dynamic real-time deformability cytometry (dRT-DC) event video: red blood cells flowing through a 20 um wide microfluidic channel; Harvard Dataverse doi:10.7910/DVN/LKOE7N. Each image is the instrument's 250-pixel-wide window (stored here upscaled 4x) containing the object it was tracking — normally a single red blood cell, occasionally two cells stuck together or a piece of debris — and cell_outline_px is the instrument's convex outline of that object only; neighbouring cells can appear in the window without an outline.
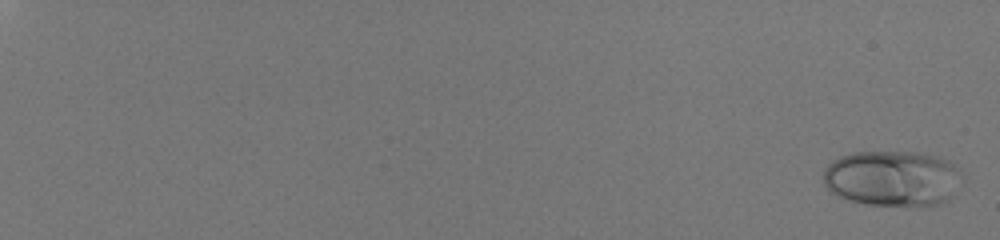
{"species": "human", "species_latin": "Homo sapiens", "temperature_condition": "room temperature", "stored_images_in_passage": 57, "camera_frame_rate_fps": 3000, "um_per_image_px": 0.085, "donor": {"sex": "male"}, "frame": {"image": 1, "passage_image": 2, "time_ms": 0.333, "image_size_px": [1000, 240], "cell_outline_px": [[956, 168], [952, 196], [948, 200], [936, 204], [868, 204], [848, 200], [832, 192], [824, 184], [824, 168], [832, 160], [840, 156], [852, 152], [920, 152], [940, 156], [948, 160]], "centroid_in_image_um": [75.75, 15.12], "position_along_channel_um": 9.3, "area_um2": 43.93}}
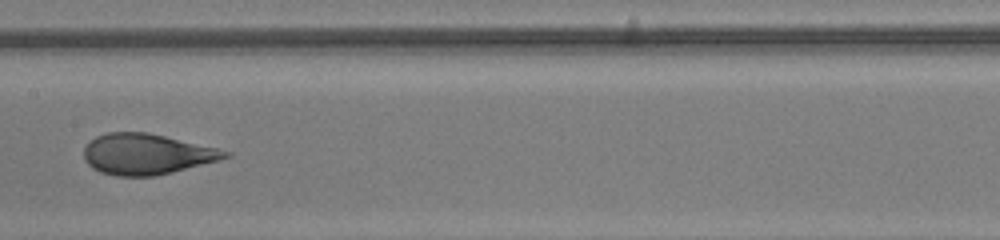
{"frame": {"image": 2, "passage_image": 36, "time_ms": 11.667, "image_size_px": [1000, 240], "cell_outline_px": [[232, 156], [220, 160], [172, 172], [152, 176], [116, 176], [100, 172], [92, 168], [84, 160], [84, 148], [96, 136], [108, 132], [148, 132], [216, 148], [232, 152]], "centroid_in_image_um": [12.46, 13.1], "position_along_channel_um": 194.9, "area_um2": 33.41}}
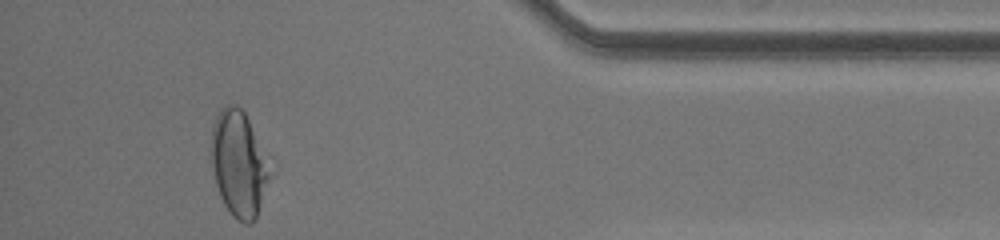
{"frame": {"image": 3, "passage_image": 54, "time_ms": 17.667, "image_size_px": [1000, 240], "cell_outline_px": [[268, 180], [256, 216], [248, 224], [244, 224], [236, 220], [232, 216], [224, 204], [220, 196], [216, 184], [208, 156], [208, 148], [212, 124], [216, 116], [224, 104], [236, 104], [244, 112], [248, 120], [268, 164]], "centroid_in_image_um": [20.19, 13.89], "position_along_channel_um": 415.0, "area_um2": 35.84}, "authors_computed_cell_mechanics": {"area_um2": 36.992, "velocity_mm_per_s": 4.1005, "shape_relaxation_time_tau1_ms": 8.124, "shape_relaxation_time_tau2_ms": null, "deformation_change_tau1": 0.2243, "deformation_change_tau2": null}}